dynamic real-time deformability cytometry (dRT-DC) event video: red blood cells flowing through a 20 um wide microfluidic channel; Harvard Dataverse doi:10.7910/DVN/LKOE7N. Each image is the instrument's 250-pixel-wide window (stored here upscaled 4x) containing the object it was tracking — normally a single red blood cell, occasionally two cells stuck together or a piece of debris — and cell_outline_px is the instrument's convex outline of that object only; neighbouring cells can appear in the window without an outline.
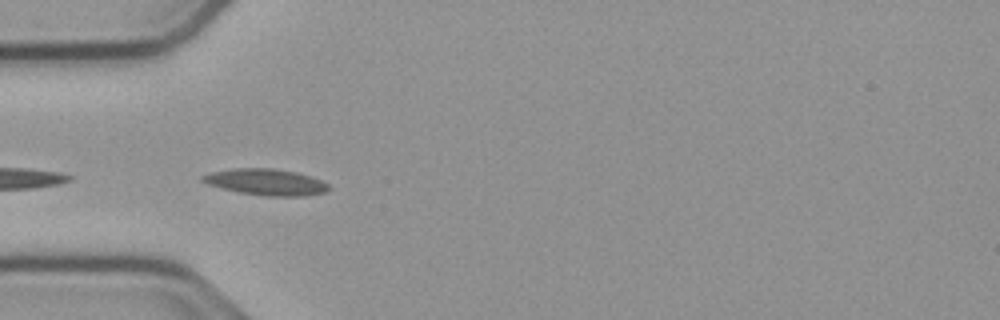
{"species": "common noctule bat (a hibernating species)", "species_latin": "Nyctalus noctula", "temperature_condition": "cold", "stored_images_in_passage": 7, "camera_frame_rate_fps": 3000, "um_per_image_px": 0.085, "animal": {"sex": "male", "body_mass_g": 23.1, "forearm_length_mm": 52.7}, "frame": {"image": 1, "passage_image": 2, "time_ms": 0.333, "image_size_px": [1000, 320], "cell_outline_px": [[332, 188], [324, 192], [304, 196], [264, 196], [240, 192], [220, 188], [208, 184], [200, 180], [200, 176], [212, 172], [232, 168], [272, 168], [296, 172], [312, 176], [328, 184]], "centroid_in_image_um": [22.6, 15.47], "position_along_channel_um": 62.4, "area_um2": 19.42}}